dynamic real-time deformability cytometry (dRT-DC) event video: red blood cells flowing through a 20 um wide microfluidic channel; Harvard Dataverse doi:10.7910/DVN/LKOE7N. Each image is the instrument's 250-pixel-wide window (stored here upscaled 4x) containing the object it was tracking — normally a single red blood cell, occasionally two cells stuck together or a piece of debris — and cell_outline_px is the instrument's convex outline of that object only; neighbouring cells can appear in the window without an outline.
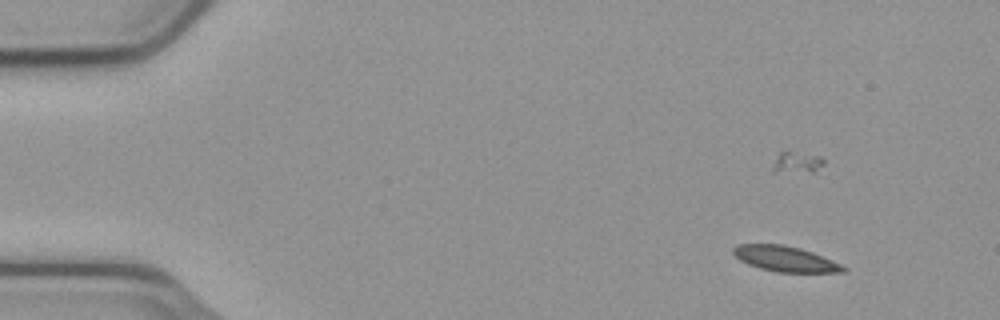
{"species": "common noctule bat (a hibernating species)", "species_latin": "Nyctalus noctula", "temperature_condition": "cold", "stored_images_in_passage": 58, "camera_frame_rate_fps": 3000, "um_per_image_px": 0.085, "animal": {"sex": "male", "body_mass_g": 23.1, "forearm_length_mm": 52.7}, "frame": {"image": 1, "passage_image": 7, "time_ms": 2.0, "image_size_px": [1000, 320], "cell_outline_px": [[848, 268], [844, 272], [776, 272], [760, 268], [748, 264], [740, 260], [732, 252], [732, 248], [740, 244], [784, 244], [800, 248], [812, 252], [832, 260]], "centroid_in_image_um": [66.74, 22.0], "position_along_channel_um": 18.3, "area_um2": 16.24}}
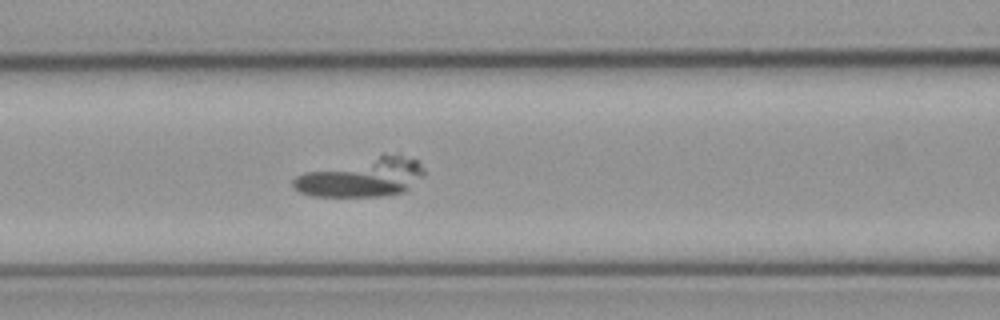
{"frame": {"image": 2, "passage_image": 25, "time_ms": 8.0, "image_size_px": [1000, 320], "cell_outline_px": [[424, 172], [404, 192], [384, 196], [312, 196], [300, 192], [292, 188], [292, 180], [296, 176], [304, 172], [384, 152], [416, 160], [424, 168]], "centroid_in_image_um": [30.7, 15.06], "position_along_channel_um": 135.9, "area_um2": 29.71}}
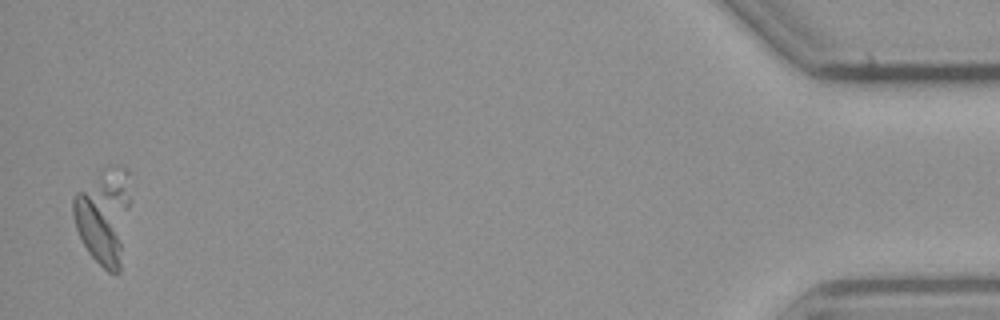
{"frame": {"image": 3, "passage_image": 56, "time_ms": 18.333, "image_size_px": [1000, 320], "cell_outline_px": [[132, 200], [120, 272], [108, 272], [88, 252], [76, 228], [72, 212], [72, 196], [76, 192], [104, 188], [120, 188]], "centroid_in_image_um": [8.76, 19.04], "position_along_channel_um": 426.4, "area_um2": 26.47}}